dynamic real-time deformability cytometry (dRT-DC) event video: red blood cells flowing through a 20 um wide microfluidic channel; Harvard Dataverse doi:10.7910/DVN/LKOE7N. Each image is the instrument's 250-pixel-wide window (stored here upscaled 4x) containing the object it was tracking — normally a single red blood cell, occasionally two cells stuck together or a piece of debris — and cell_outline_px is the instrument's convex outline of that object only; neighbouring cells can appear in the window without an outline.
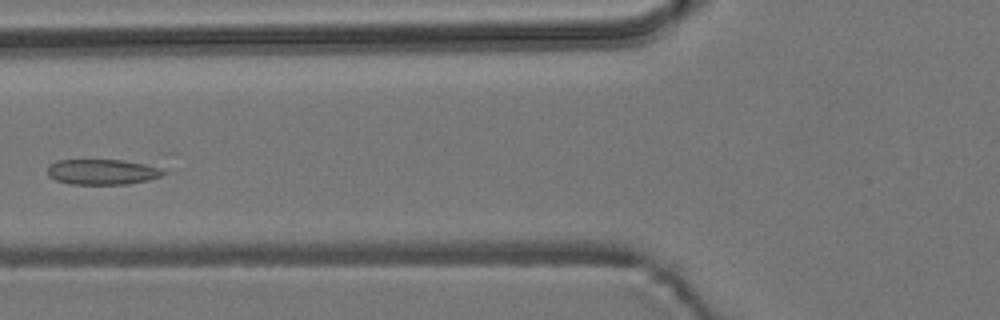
{"species": "common noctule bat (a hibernating species)", "species_latin": "Nyctalus noctula", "temperature_condition": "room temperature", "stored_images_in_passage": 6, "camera_frame_rate_fps": 3000, "um_per_image_px": 0.085, "animal": {"sex": "male", "body_mass_g": 19.2, "forearm_length_mm": 51.8}, "frame": {"image": 1, "passage_image": 5, "time_ms": 6.0, "image_size_px": [1000, 320], "cell_outline_px": [[164, 172], [160, 176], [148, 180], [128, 184], [68, 184], [56, 180], [48, 176], [48, 168], [56, 160], [124, 160], [144, 164], [160, 168]], "centroid_in_image_um": [8.66, 14.61], "position_along_channel_um": 117.1, "area_um2": 16.99}}
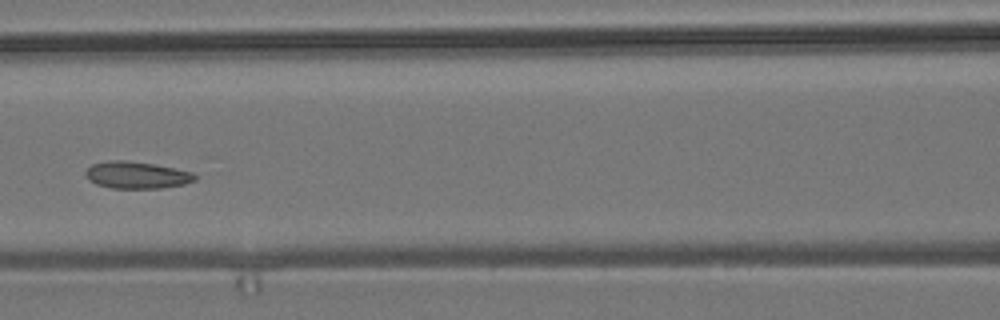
{"frame": {"image": 2, "passage_image": 6, "time_ms": 7.0, "image_size_px": [1000, 320], "cell_outline_px": [[196, 180], [184, 184], [160, 188], [112, 188], [96, 184], [88, 180], [84, 172], [92, 164], [112, 160], [124, 160], [152, 164], [192, 172], [196, 176]], "centroid_in_image_um": [11.59, 14.88], "position_along_channel_um": 155.0, "area_um2": 16.99}}